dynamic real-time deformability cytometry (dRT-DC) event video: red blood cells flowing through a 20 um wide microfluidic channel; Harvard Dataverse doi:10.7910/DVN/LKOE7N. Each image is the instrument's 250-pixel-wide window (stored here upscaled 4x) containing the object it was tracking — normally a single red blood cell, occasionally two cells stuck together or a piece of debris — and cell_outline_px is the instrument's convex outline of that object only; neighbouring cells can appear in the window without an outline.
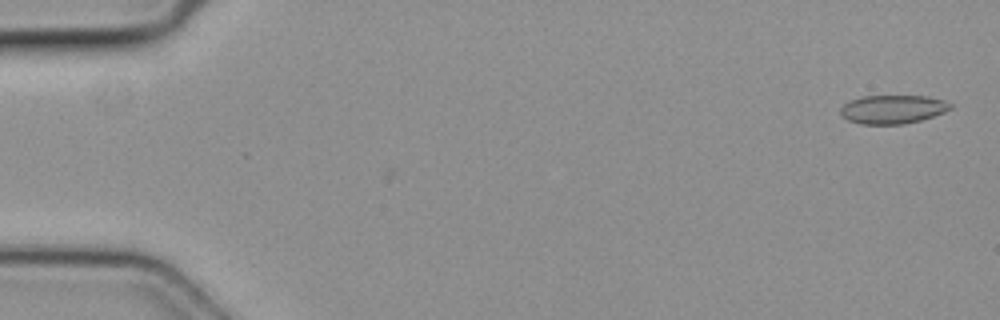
{"species": "common noctule bat (a hibernating species)", "species_latin": "Nyctalus noctula", "temperature_condition": "cold", "stored_images_in_passage": 10, "camera_frame_rate_fps": 3000, "um_per_image_px": 0.085, "animal": {"sex": "female", "body_mass_g": 19.3, "forearm_length_mm": 54.1}, "frame": {"image": 1, "passage_image": 2, "time_ms": 0.333, "image_size_px": [1000, 320], "cell_outline_px": [[952, 108], [944, 112], [920, 120], [904, 124], [860, 124], [848, 120], [840, 112], [840, 108], [844, 104], [852, 100], [864, 96], [928, 96], [944, 100], [952, 104]], "centroid_in_image_um": [75.9, 9.29], "position_along_channel_um": 9.1, "area_um2": 18.21}}